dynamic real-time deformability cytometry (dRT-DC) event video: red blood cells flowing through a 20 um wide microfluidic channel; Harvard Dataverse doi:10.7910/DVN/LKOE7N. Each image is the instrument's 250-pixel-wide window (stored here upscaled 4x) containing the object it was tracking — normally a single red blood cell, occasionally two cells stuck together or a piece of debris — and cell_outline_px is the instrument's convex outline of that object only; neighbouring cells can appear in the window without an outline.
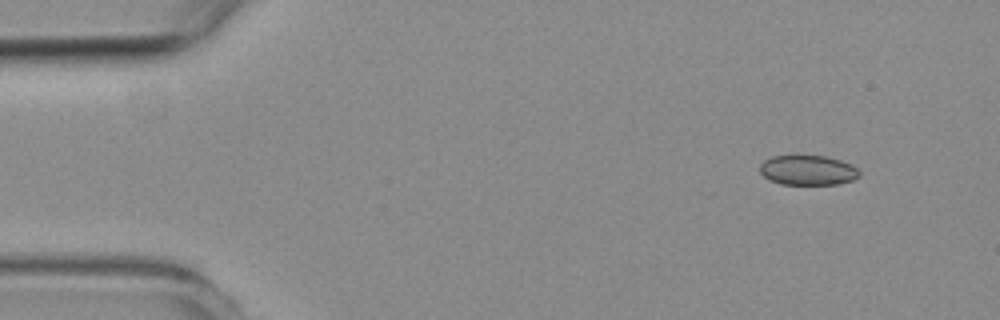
{"species": "common noctule bat (a hibernating species)", "species_latin": "Nyctalus noctula", "temperature_condition": "room temperature", "stored_images_in_passage": 3, "camera_frame_rate_fps": 3000, "um_per_image_px": 0.085, "animal": {"sex": "female", "body_mass_g": 19.3, "forearm_length_mm": 54.1}, "frame": {"image": 1, "passage_image": 1, "time_ms": 0.0, "image_size_px": [1000, 320], "cell_outline_px": [[860, 176], [852, 180], [836, 184], [780, 184], [768, 180], [760, 172], [760, 164], [764, 160], [772, 156], [824, 156], [840, 160], [852, 164], [860, 172]], "centroid_in_image_um": [68.65, 14.47], "position_along_channel_um": 16.3, "area_um2": 17.28}}